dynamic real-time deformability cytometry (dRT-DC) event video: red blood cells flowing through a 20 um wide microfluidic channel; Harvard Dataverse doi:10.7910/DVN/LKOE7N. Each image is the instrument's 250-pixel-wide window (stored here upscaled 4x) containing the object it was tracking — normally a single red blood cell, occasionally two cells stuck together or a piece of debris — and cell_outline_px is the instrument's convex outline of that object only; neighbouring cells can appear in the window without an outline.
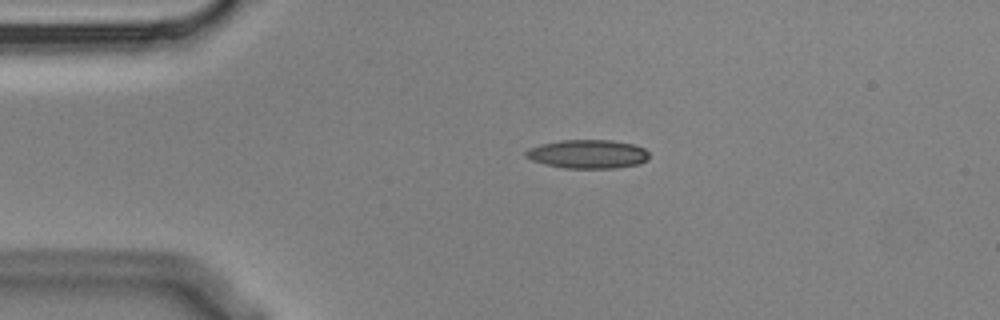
{"species": "Egyptian fruit bat (a non-hibernating species)", "species_latin": "Rousettus aegyptiacus", "temperature_condition": "cold", "stored_images_in_passage": 3, "camera_frame_rate_fps": 3000, "um_per_image_px": 0.085, "animal": {"sex": "male"}, "frame": {"image": 1, "passage_image": 2, "time_ms": 0.333, "image_size_px": [1000, 320], "cell_outline_px": [[648, 160], [640, 164], [616, 168], [564, 168], [544, 164], [532, 160], [524, 156], [524, 152], [528, 148], [540, 144], [560, 140], [612, 140], [632, 144], [644, 148], [648, 152]], "centroid_in_image_um": [49.94, 13.09], "position_along_channel_um": 35.1, "area_um2": 20.81}}